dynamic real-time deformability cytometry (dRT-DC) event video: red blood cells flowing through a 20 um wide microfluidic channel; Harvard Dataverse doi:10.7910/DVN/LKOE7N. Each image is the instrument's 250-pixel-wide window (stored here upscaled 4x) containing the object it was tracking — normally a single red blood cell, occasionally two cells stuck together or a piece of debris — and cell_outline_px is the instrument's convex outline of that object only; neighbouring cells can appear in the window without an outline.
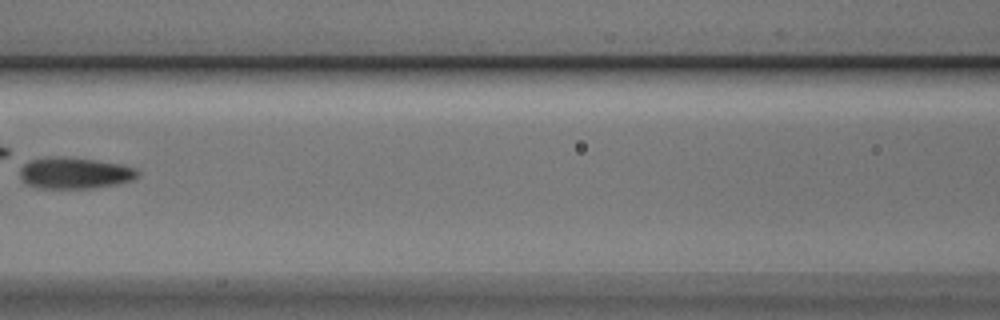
{"species": "Egyptian fruit bat (a non-hibernating species)", "species_latin": "Rousettus aegyptiacus", "temperature_condition": "cold", "stored_images_in_passage": 7, "camera_frame_rate_fps": 3000, "um_per_image_px": 0.085, "animal": {"sex": "male"}, "frame": {"image": 1, "passage_image": 7, "time_ms": 2.0, "image_size_px": [1000, 320], "cell_outline_px": [[140, 172], [132, 180], [120, 184], [92, 188], [36, 188], [28, 184], [20, 176], [20, 168], [24, 164], [32, 160], [56, 156], [96, 160], [120, 164], [136, 168]], "centroid_in_image_um": [6.38, 14.72], "position_along_channel_um": 160.2, "area_um2": 21.39}}